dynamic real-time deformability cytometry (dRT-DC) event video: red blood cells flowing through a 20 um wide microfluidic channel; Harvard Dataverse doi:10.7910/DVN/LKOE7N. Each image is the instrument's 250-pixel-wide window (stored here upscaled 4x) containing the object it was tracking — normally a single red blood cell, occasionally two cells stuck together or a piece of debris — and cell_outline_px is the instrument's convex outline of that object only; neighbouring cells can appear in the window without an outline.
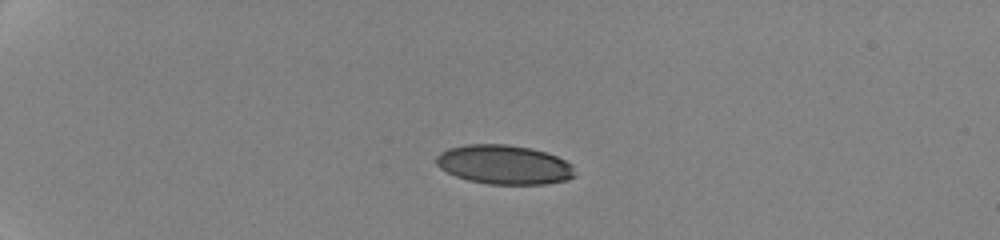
{"species": "human", "species_latin": "Homo sapiens", "temperature_condition": "cold", "stored_images_in_passage": 35, "camera_frame_rate_fps": 3000, "um_per_image_px": 0.085, "donor": {"sex": "female"}, "frame": {"image": 1, "passage_image": 1, "time_ms": 0.0, "image_size_px": [1000, 240], "cell_outline_px": [[576, 176], [568, 180], [544, 184], [488, 184], [468, 180], [456, 176], [440, 168], [436, 164], [436, 156], [440, 152], [448, 148], [468, 144], [508, 144], [532, 148], [556, 156], [572, 164]], "centroid_in_image_um": [42.86, 13.99], "position_along_channel_um": 42.1, "area_um2": 31.79}}
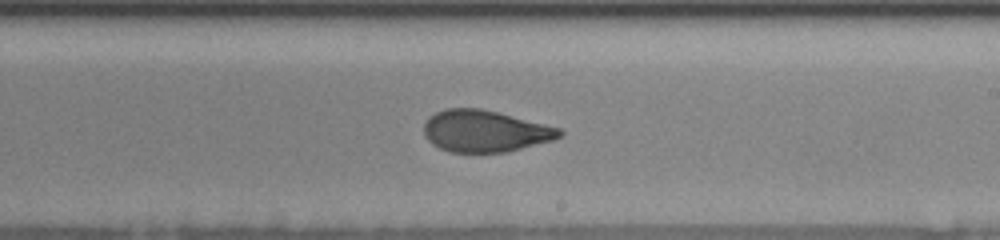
{"frame": {"image": 2, "passage_image": 19, "time_ms": 7.667, "image_size_px": [1000, 240], "cell_outline_px": [[564, 132], [560, 136], [552, 140], [508, 152], [448, 152], [432, 144], [424, 136], [424, 124], [428, 116], [444, 108], [480, 108], [560, 128]], "centroid_in_image_um": [41.18, 11.15], "position_along_channel_um": 247.8, "area_um2": 32.89}}
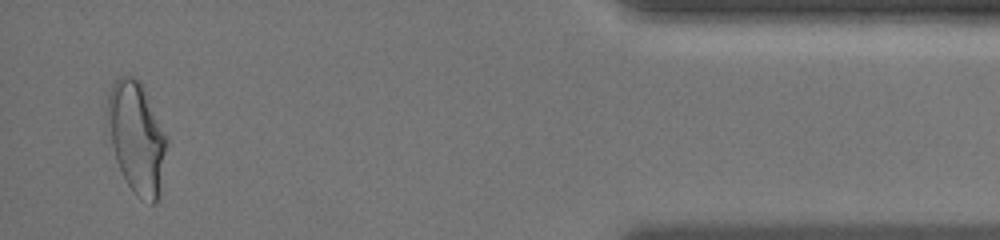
{"frame": {"image": 3, "passage_image": 35, "time_ms": 14.0, "image_size_px": [1000, 240], "cell_outline_px": [[168, 140], [160, 192], [156, 204], [152, 204], [140, 200], [132, 192], [116, 160], [112, 144], [108, 112], [108, 96], [112, 84], [120, 76], [132, 76], [140, 80], [168, 136]], "centroid_in_image_um": [11.67, 11.72], "position_along_channel_um": 423.5, "area_um2": 38.32}, "authors_computed_cell_mechanics": {"area_um2": 34.1598, "velocity_mm_per_s": 3.5353, "shape_relaxation_time_tau1_ms": 5.446, "shape_relaxation_time_tau2_ms": 1.1217, "deformation_change_tau1": 0.1664, "deformation_change_tau2": 0.0739}}